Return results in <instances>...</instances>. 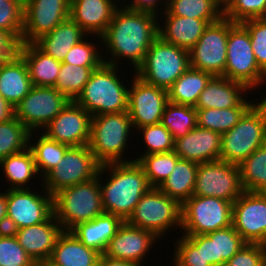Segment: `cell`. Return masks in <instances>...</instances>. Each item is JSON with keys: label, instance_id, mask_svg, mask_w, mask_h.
I'll return each mask as SVG.
<instances>
[{"label": "cell", "instance_id": "1", "mask_svg": "<svg viewBox=\"0 0 266 266\" xmlns=\"http://www.w3.org/2000/svg\"><path fill=\"white\" fill-rule=\"evenodd\" d=\"M157 19L156 13L132 10L126 6H121L120 9L118 7L106 31L99 38L111 54L110 60L103 58L104 63L118 67L117 61L124 57L129 59L134 70H137L143 63L149 47L159 36Z\"/></svg>", "mask_w": 266, "mask_h": 266}, {"label": "cell", "instance_id": "2", "mask_svg": "<svg viewBox=\"0 0 266 266\" xmlns=\"http://www.w3.org/2000/svg\"><path fill=\"white\" fill-rule=\"evenodd\" d=\"M109 171V180L102 183V174ZM101 175V176H100ZM105 213L117 215L126 221L141 197L152 186L137 161L100 165L97 173Z\"/></svg>", "mask_w": 266, "mask_h": 266}, {"label": "cell", "instance_id": "3", "mask_svg": "<svg viewBox=\"0 0 266 266\" xmlns=\"http://www.w3.org/2000/svg\"><path fill=\"white\" fill-rule=\"evenodd\" d=\"M116 70V66L103 63L92 72L74 101L92 116L127 111L129 89L123 86Z\"/></svg>", "mask_w": 266, "mask_h": 266}, {"label": "cell", "instance_id": "4", "mask_svg": "<svg viewBox=\"0 0 266 266\" xmlns=\"http://www.w3.org/2000/svg\"><path fill=\"white\" fill-rule=\"evenodd\" d=\"M53 210L64 231L104 214L98 176L56 192L53 195Z\"/></svg>", "mask_w": 266, "mask_h": 266}, {"label": "cell", "instance_id": "5", "mask_svg": "<svg viewBox=\"0 0 266 266\" xmlns=\"http://www.w3.org/2000/svg\"><path fill=\"white\" fill-rule=\"evenodd\" d=\"M266 144V97L254 104L229 131L222 134L220 160L239 165Z\"/></svg>", "mask_w": 266, "mask_h": 266}, {"label": "cell", "instance_id": "6", "mask_svg": "<svg viewBox=\"0 0 266 266\" xmlns=\"http://www.w3.org/2000/svg\"><path fill=\"white\" fill-rule=\"evenodd\" d=\"M131 127L127 111L92 116L88 147L100 165L129 162L122 157Z\"/></svg>", "mask_w": 266, "mask_h": 266}, {"label": "cell", "instance_id": "7", "mask_svg": "<svg viewBox=\"0 0 266 266\" xmlns=\"http://www.w3.org/2000/svg\"><path fill=\"white\" fill-rule=\"evenodd\" d=\"M189 67V51L158 36L135 75L148 84L168 90Z\"/></svg>", "mask_w": 266, "mask_h": 266}, {"label": "cell", "instance_id": "8", "mask_svg": "<svg viewBox=\"0 0 266 266\" xmlns=\"http://www.w3.org/2000/svg\"><path fill=\"white\" fill-rule=\"evenodd\" d=\"M225 77L245 84L250 90L266 80V73L255 59L247 28L230 20L227 41Z\"/></svg>", "mask_w": 266, "mask_h": 266}, {"label": "cell", "instance_id": "9", "mask_svg": "<svg viewBox=\"0 0 266 266\" xmlns=\"http://www.w3.org/2000/svg\"><path fill=\"white\" fill-rule=\"evenodd\" d=\"M233 203L217 197L192 195L181 205L183 235H206L232 225Z\"/></svg>", "mask_w": 266, "mask_h": 266}, {"label": "cell", "instance_id": "10", "mask_svg": "<svg viewBox=\"0 0 266 266\" xmlns=\"http://www.w3.org/2000/svg\"><path fill=\"white\" fill-rule=\"evenodd\" d=\"M126 222L149 230L159 238L174 226L181 229V205L159 188L152 187L141 197Z\"/></svg>", "mask_w": 266, "mask_h": 266}, {"label": "cell", "instance_id": "11", "mask_svg": "<svg viewBox=\"0 0 266 266\" xmlns=\"http://www.w3.org/2000/svg\"><path fill=\"white\" fill-rule=\"evenodd\" d=\"M99 168L88 145L70 146L58 165L43 177V188L53 196L63 188L95 178Z\"/></svg>", "mask_w": 266, "mask_h": 266}, {"label": "cell", "instance_id": "12", "mask_svg": "<svg viewBox=\"0 0 266 266\" xmlns=\"http://www.w3.org/2000/svg\"><path fill=\"white\" fill-rule=\"evenodd\" d=\"M230 19L222 16L210 23L198 42L189 50L190 67L225 77Z\"/></svg>", "mask_w": 266, "mask_h": 266}, {"label": "cell", "instance_id": "13", "mask_svg": "<svg viewBox=\"0 0 266 266\" xmlns=\"http://www.w3.org/2000/svg\"><path fill=\"white\" fill-rule=\"evenodd\" d=\"M243 192L238 165L222 160L198 165L193 195L217 197L234 203Z\"/></svg>", "mask_w": 266, "mask_h": 266}, {"label": "cell", "instance_id": "14", "mask_svg": "<svg viewBox=\"0 0 266 266\" xmlns=\"http://www.w3.org/2000/svg\"><path fill=\"white\" fill-rule=\"evenodd\" d=\"M70 100L55 87L32 86L14 107L15 117L30 131L46 127Z\"/></svg>", "mask_w": 266, "mask_h": 266}, {"label": "cell", "instance_id": "15", "mask_svg": "<svg viewBox=\"0 0 266 266\" xmlns=\"http://www.w3.org/2000/svg\"><path fill=\"white\" fill-rule=\"evenodd\" d=\"M71 0H25L21 43H34L70 16Z\"/></svg>", "mask_w": 266, "mask_h": 266}, {"label": "cell", "instance_id": "16", "mask_svg": "<svg viewBox=\"0 0 266 266\" xmlns=\"http://www.w3.org/2000/svg\"><path fill=\"white\" fill-rule=\"evenodd\" d=\"M232 225L246 243L266 246V193L244 191L233 203Z\"/></svg>", "mask_w": 266, "mask_h": 266}, {"label": "cell", "instance_id": "17", "mask_svg": "<svg viewBox=\"0 0 266 266\" xmlns=\"http://www.w3.org/2000/svg\"><path fill=\"white\" fill-rule=\"evenodd\" d=\"M128 90V115L133 128L161 123L164 108L168 102V90L144 82L137 75L133 77Z\"/></svg>", "mask_w": 266, "mask_h": 266}, {"label": "cell", "instance_id": "18", "mask_svg": "<svg viewBox=\"0 0 266 266\" xmlns=\"http://www.w3.org/2000/svg\"><path fill=\"white\" fill-rule=\"evenodd\" d=\"M7 190V216L19 228L46 221L53 213V196L43 188L44 194L35 193L28 187Z\"/></svg>", "mask_w": 266, "mask_h": 266}, {"label": "cell", "instance_id": "19", "mask_svg": "<svg viewBox=\"0 0 266 266\" xmlns=\"http://www.w3.org/2000/svg\"><path fill=\"white\" fill-rule=\"evenodd\" d=\"M92 115L70 100L62 111L43 129L48 138L69 146L88 145Z\"/></svg>", "mask_w": 266, "mask_h": 266}, {"label": "cell", "instance_id": "20", "mask_svg": "<svg viewBox=\"0 0 266 266\" xmlns=\"http://www.w3.org/2000/svg\"><path fill=\"white\" fill-rule=\"evenodd\" d=\"M157 238L153 232L131 226L124 221L103 254L109 258L142 265L140 262L146 257L154 241L157 242Z\"/></svg>", "mask_w": 266, "mask_h": 266}, {"label": "cell", "instance_id": "21", "mask_svg": "<svg viewBox=\"0 0 266 266\" xmlns=\"http://www.w3.org/2000/svg\"><path fill=\"white\" fill-rule=\"evenodd\" d=\"M183 236H186L197 248H202L203 266H221L247 244L233 225L206 235Z\"/></svg>", "mask_w": 266, "mask_h": 266}, {"label": "cell", "instance_id": "22", "mask_svg": "<svg viewBox=\"0 0 266 266\" xmlns=\"http://www.w3.org/2000/svg\"><path fill=\"white\" fill-rule=\"evenodd\" d=\"M222 134L196 126L185 136L175 139L174 152L198 164L220 160Z\"/></svg>", "mask_w": 266, "mask_h": 266}, {"label": "cell", "instance_id": "23", "mask_svg": "<svg viewBox=\"0 0 266 266\" xmlns=\"http://www.w3.org/2000/svg\"><path fill=\"white\" fill-rule=\"evenodd\" d=\"M54 213L44 222L19 228L17 240L34 262L50 259L57 240L63 233Z\"/></svg>", "mask_w": 266, "mask_h": 266}, {"label": "cell", "instance_id": "24", "mask_svg": "<svg viewBox=\"0 0 266 266\" xmlns=\"http://www.w3.org/2000/svg\"><path fill=\"white\" fill-rule=\"evenodd\" d=\"M117 7L112 0H71L69 17L86 34L100 38L112 21Z\"/></svg>", "mask_w": 266, "mask_h": 266}, {"label": "cell", "instance_id": "25", "mask_svg": "<svg viewBox=\"0 0 266 266\" xmlns=\"http://www.w3.org/2000/svg\"><path fill=\"white\" fill-rule=\"evenodd\" d=\"M246 91H249V88L243 83L223 76H213L200 93L194 107L195 109L239 107L245 101L242 96Z\"/></svg>", "mask_w": 266, "mask_h": 266}, {"label": "cell", "instance_id": "26", "mask_svg": "<svg viewBox=\"0 0 266 266\" xmlns=\"http://www.w3.org/2000/svg\"><path fill=\"white\" fill-rule=\"evenodd\" d=\"M165 25L158 27V34L165 42L190 50L204 33L205 28L218 20H202L171 15L164 9Z\"/></svg>", "mask_w": 266, "mask_h": 266}, {"label": "cell", "instance_id": "27", "mask_svg": "<svg viewBox=\"0 0 266 266\" xmlns=\"http://www.w3.org/2000/svg\"><path fill=\"white\" fill-rule=\"evenodd\" d=\"M31 87L27 64L19 53L0 64V94L13 107L21 102Z\"/></svg>", "mask_w": 266, "mask_h": 266}, {"label": "cell", "instance_id": "28", "mask_svg": "<svg viewBox=\"0 0 266 266\" xmlns=\"http://www.w3.org/2000/svg\"><path fill=\"white\" fill-rule=\"evenodd\" d=\"M123 222L124 220L117 215L104 213L93 220L77 224L70 232L86 247L102 255Z\"/></svg>", "mask_w": 266, "mask_h": 266}, {"label": "cell", "instance_id": "29", "mask_svg": "<svg viewBox=\"0 0 266 266\" xmlns=\"http://www.w3.org/2000/svg\"><path fill=\"white\" fill-rule=\"evenodd\" d=\"M88 36L70 17L34 44L55 60L63 62L70 49Z\"/></svg>", "mask_w": 266, "mask_h": 266}, {"label": "cell", "instance_id": "30", "mask_svg": "<svg viewBox=\"0 0 266 266\" xmlns=\"http://www.w3.org/2000/svg\"><path fill=\"white\" fill-rule=\"evenodd\" d=\"M18 53L27 64L32 86L55 87L60 61L41 51L34 43H21Z\"/></svg>", "mask_w": 266, "mask_h": 266}, {"label": "cell", "instance_id": "31", "mask_svg": "<svg viewBox=\"0 0 266 266\" xmlns=\"http://www.w3.org/2000/svg\"><path fill=\"white\" fill-rule=\"evenodd\" d=\"M101 254L86 247L70 231H63L50 260L59 266H98Z\"/></svg>", "mask_w": 266, "mask_h": 266}, {"label": "cell", "instance_id": "32", "mask_svg": "<svg viewBox=\"0 0 266 266\" xmlns=\"http://www.w3.org/2000/svg\"><path fill=\"white\" fill-rule=\"evenodd\" d=\"M198 165L179 158L172 173L158 188L182 205L193 195Z\"/></svg>", "mask_w": 266, "mask_h": 266}, {"label": "cell", "instance_id": "33", "mask_svg": "<svg viewBox=\"0 0 266 266\" xmlns=\"http://www.w3.org/2000/svg\"><path fill=\"white\" fill-rule=\"evenodd\" d=\"M212 77L210 73L189 67L168 89V101L194 107Z\"/></svg>", "mask_w": 266, "mask_h": 266}, {"label": "cell", "instance_id": "34", "mask_svg": "<svg viewBox=\"0 0 266 266\" xmlns=\"http://www.w3.org/2000/svg\"><path fill=\"white\" fill-rule=\"evenodd\" d=\"M254 104L245 100L239 107L196 109L197 126L223 134L235 126Z\"/></svg>", "mask_w": 266, "mask_h": 266}, {"label": "cell", "instance_id": "35", "mask_svg": "<svg viewBox=\"0 0 266 266\" xmlns=\"http://www.w3.org/2000/svg\"><path fill=\"white\" fill-rule=\"evenodd\" d=\"M0 166L4 169L6 179L12 183L9 189H21L33 178L38 175L34 157L30 148L21 152L11 154L0 160Z\"/></svg>", "mask_w": 266, "mask_h": 266}, {"label": "cell", "instance_id": "36", "mask_svg": "<svg viewBox=\"0 0 266 266\" xmlns=\"http://www.w3.org/2000/svg\"><path fill=\"white\" fill-rule=\"evenodd\" d=\"M164 3L165 9L175 16L202 20H219L223 16V5L218 0H167Z\"/></svg>", "mask_w": 266, "mask_h": 266}, {"label": "cell", "instance_id": "37", "mask_svg": "<svg viewBox=\"0 0 266 266\" xmlns=\"http://www.w3.org/2000/svg\"><path fill=\"white\" fill-rule=\"evenodd\" d=\"M238 166L244 191L266 193V144Z\"/></svg>", "mask_w": 266, "mask_h": 266}, {"label": "cell", "instance_id": "38", "mask_svg": "<svg viewBox=\"0 0 266 266\" xmlns=\"http://www.w3.org/2000/svg\"><path fill=\"white\" fill-rule=\"evenodd\" d=\"M161 124L170 131L175 140L185 136L197 126V111L193 106L168 101Z\"/></svg>", "mask_w": 266, "mask_h": 266}, {"label": "cell", "instance_id": "39", "mask_svg": "<svg viewBox=\"0 0 266 266\" xmlns=\"http://www.w3.org/2000/svg\"><path fill=\"white\" fill-rule=\"evenodd\" d=\"M180 157L174 152L142 155L133 161L142 167L152 187H159L172 173Z\"/></svg>", "mask_w": 266, "mask_h": 266}, {"label": "cell", "instance_id": "40", "mask_svg": "<svg viewBox=\"0 0 266 266\" xmlns=\"http://www.w3.org/2000/svg\"><path fill=\"white\" fill-rule=\"evenodd\" d=\"M34 144L30 146L29 143L28 147L32 151L37 172L43 173L42 178L58 165L70 147L48 138L45 134H41V137Z\"/></svg>", "mask_w": 266, "mask_h": 266}, {"label": "cell", "instance_id": "41", "mask_svg": "<svg viewBox=\"0 0 266 266\" xmlns=\"http://www.w3.org/2000/svg\"><path fill=\"white\" fill-rule=\"evenodd\" d=\"M97 68L99 67H81L61 62L55 88L69 100L74 101Z\"/></svg>", "mask_w": 266, "mask_h": 266}, {"label": "cell", "instance_id": "42", "mask_svg": "<svg viewBox=\"0 0 266 266\" xmlns=\"http://www.w3.org/2000/svg\"><path fill=\"white\" fill-rule=\"evenodd\" d=\"M32 135L16 117L0 123V160L28 148Z\"/></svg>", "mask_w": 266, "mask_h": 266}, {"label": "cell", "instance_id": "43", "mask_svg": "<svg viewBox=\"0 0 266 266\" xmlns=\"http://www.w3.org/2000/svg\"><path fill=\"white\" fill-rule=\"evenodd\" d=\"M223 16L233 22L253 18H266V0H227Z\"/></svg>", "mask_w": 266, "mask_h": 266}, {"label": "cell", "instance_id": "44", "mask_svg": "<svg viewBox=\"0 0 266 266\" xmlns=\"http://www.w3.org/2000/svg\"><path fill=\"white\" fill-rule=\"evenodd\" d=\"M22 0H0V29L9 32L20 44L23 31Z\"/></svg>", "mask_w": 266, "mask_h": 266}, {"label": "cell", "instance_id": "45", "mask_svg": "<svg viewBox=\"0 0 266 266\" xmlns=\"http://www.w3.org/2000/svg\"><path fill=\"white\" fill-rule=\"evenodd\" d=\"M138 130L143 132L144 143L147 147L141 156L174 151L175 140L170 131L161 123L143 126L138 128Z\"/></svg>", "mask_w": 266, "mask_h": 266}, {"label": "cell", "instance_id": "46", "mask_svg": "<svg viewBox=\"0 0 266 266\" xmlns=\"http://www.w3.org/2000/svg\"><path fill=\"white\" fill-rule=\"evenodd\" d=\"M241 23L249 32L252 50L258 66L266 73V18H253Z\"/></svg>", "mask_w": 266, "mask_h": 266}, {"label": "cell", "instance_id": "47", "mask_svg": "<svg viewBox=\"0 0 266 266\" xmlns=\"http://www.w3.org/2000/svg\"><path fill=\"white\" fill-rule=\"evenodd\" d=\"M86 37L74 45L66 54L63 63L78 65L81 67H100L104 61L94 43L86 42Z\"/></svg>", "mask_w": 266, "mask_h": 266}, {"label": "cell", "instance_id": "48", "mask_svg": "<svg viewBox=\"0 0 266 266\" xmlns=\"http://www.w3.org/2000/svg\"><path fill=\"white\" fill-rule=\"evenodd\" d=\"M16 237H0V266H34Z\"/></svg>", "mask_w": 266, "mask_h": 266}, {"label": "cell", "instance_id": "49", "mask_svg": "<svg viewBox=\"0 0 266 266\" xmlns=\"http://www.w3.org/2000/svg\"><path fill=\"white\" fill-rule=\"evenodd\" d=\"M180 238L174 249L175 266H203L202 248H197L186 236Z\"/></svg>", "mask_w": 266, "mask_h": 266}, {"label": "cell", "instance_id": "50", "mask_svg": "<svg viewBox=\"0 0 266 266\" xmlns=\"http://www.w3.org/2000/svg\"><path fill=\"white\" fill-rule=\"evenodd\" d=\"M266 257V246L247 243L229 261L221 266H262Z\"/></svg>", "mask_w": 266, "mask_h": 266}, {"label": "cell", "instance_id": "51", "mask_svg": "<svg viewBox=\"0 0 266 266\" xmlns=\"http://www.w3.org/2000/svg\"><path fill=\"white\" fill-rule=\"evenodd\" d=\"M20 43L7 31L0 29V64L18 53Z\"/></svg>", "mask_w": 266, "mask_h": 266}, {"label": "cell", "instance_id": "52", "mask_svg": "<svg viewBox=\"0 0 266 266\" xmlns=\"http://www.w3.org/2000/svg\"><path fill=\"white\" fill-rule=\"evenodd\" d=\"M159 0H131L130 3L125 5L132 10L147 11L158 14L159 12Z\"/></svg>", "mask_w": 266, "mask_h": 266}, {"label": "cell", "instance_id": "53", "mask_svg": "<svg viewBox=\"0 0 266 266\" xmlns=\"http://www.w3.org/2000/svg\"><path fill=\"white\" fill-rule=\"evenodd\" d=\"M18 232V225L9 216L0 221V237H16Z\"/></svg>", "mask_w": 266, "mask_h": 266}, {"label": "cell", "instance_id": "54", "mask_svg": "<svg viewBox=\"0 0 266 266\" xmlns=\"http://www.w3.org/2000/svg\"><path fill=\"white\" fill-rule=\"evenodd\" d=\"M15 117V108L0 94V123L7 122Z\"/></svg>", "mask_w": 266, "mask_h": 266}, {"label": "cell", "instance_id": "55", "mask_svg": "<svg viewBox=\"0 0 266 266\" xmlns=\"http://www.w3.org/2000/svg\"><path fill=\"white\" fill-rule=\"evenodd\" d=\"M98 266H141L133 262L109 258L102 254L99 258Z\"/></svg>", "mask_w": 266, "mask_h": 266}, {"label": "cell", "instance_id": "56", "mask_svg": "<svg viewBox=\"0 0 266 266\" xmlns=\"http://www.w3.org/2000/svg\"><path fill=\"white\" fill-rule=\"evenodd\" d=\"M7 216V191L0 193V221Z\"/></svg>", "mask_w": 266, "mask_h": 266}, {"label": "cell", "instance_id": "57", "mask_svg": "<svg viewBox=\"0 0 266 266\" xmlns=\"http://www.w3.org/2000/svg\"><path fill=\"white\" fill-rule=\"evenodd\" d=\"M34 266H59V265L55 264L50 259H45L35 262Z\"/></svg>", "mask_w": 266, "mask_h": 266}, {"label": "cell", "instance_id": "58", "mask_svg": "<svg viewBox=\"0 0 266 266\" xmlns=\"http://www.w3.org/2000/svg\"><path fill=\"white\" fill-rule=\"evenodd\" d=\"M222 5H224L226 2H227V0H218Z\"/></svg>", "mask_w": 266, "mask_h": 266}, {"label": "cell", "instance_id": "59", "mask_svg": "<svg viewBox=\"0 0 266 266\" xmlns=\"http://www.w3.org/2000/svg\"><path fill=\"white\" fill-rule=\"evenodd\" d=\"M262 266H266V257H265V259H264V261H263Z\"/></svg>", "mask_w": 266, "mask_h": 266}]
</instances>
